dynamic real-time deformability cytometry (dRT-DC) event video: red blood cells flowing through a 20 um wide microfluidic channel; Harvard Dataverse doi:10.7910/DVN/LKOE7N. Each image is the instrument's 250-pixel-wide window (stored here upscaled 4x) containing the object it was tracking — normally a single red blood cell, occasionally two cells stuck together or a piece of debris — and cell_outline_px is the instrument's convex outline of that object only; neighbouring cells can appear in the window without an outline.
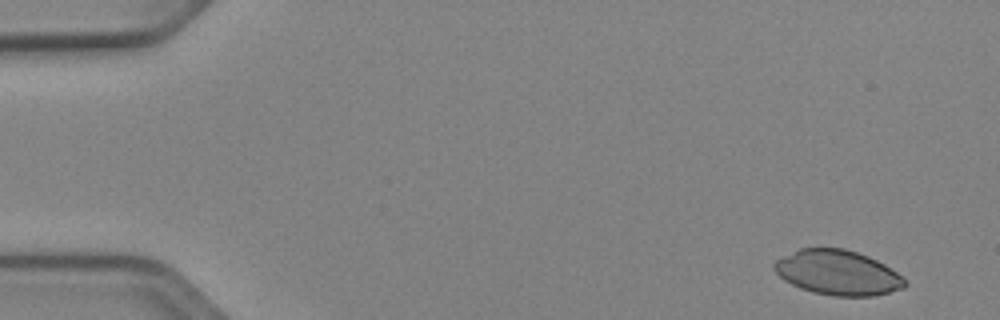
{"species": "Egyptian fruit bat (a non-hibernating species)", "species_latin": "Rousettus aegyptiacus", "temperature_condition": "cold", "stored_images_in_passage": 52, "camera_frame_rate_fps": 3000, "um_per_image_px": 0.085, "animal": {"sex": "female"}, "frame": {"image": 1, "passage_image": 3, "time_ms": 0.667, "image_size_px": [1000, 320], "cell_outline_px": [[908, 284], [904, 288], [872, 296], [832, 296], [812, 292], [800, 288], [784, 280], [772, 268], [772, 264], [776, 260], [800, 248], [844, 248], [868, 256], [884, 264], [896, 272]], "centroid_in_image_um": [71.18, 23.18], "position_along_channel_um": 13.8, "area_um2": 33.99}}
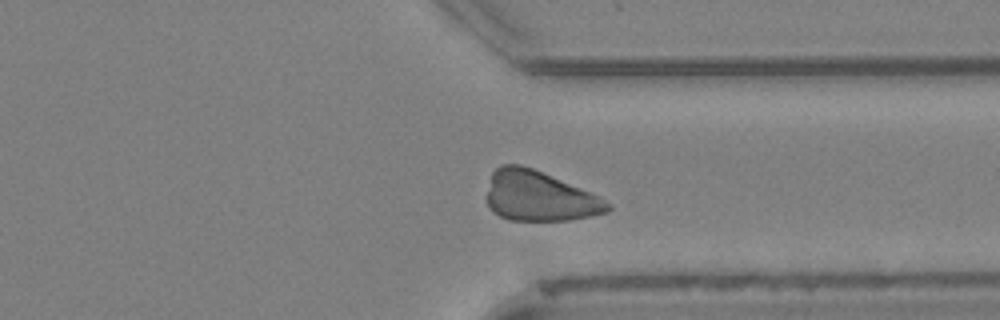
{"frame": {"image": 2, "passage_image": 40, "time_ms": 13.0, "image_size_px": [1000, 320], "cell_outline_px": [[612, 208], [608, 212], [592, 216], [568, 220], [512, 220], [500, 216], [492, 212], [484, 196], [492, 172], [500, 164], [520, 164], [532, 168], [600, 196]], "centroid_in_image_um": [45.79, 16.67], "position_along_channel_um": 365.6, "area_um2": 35.32}}
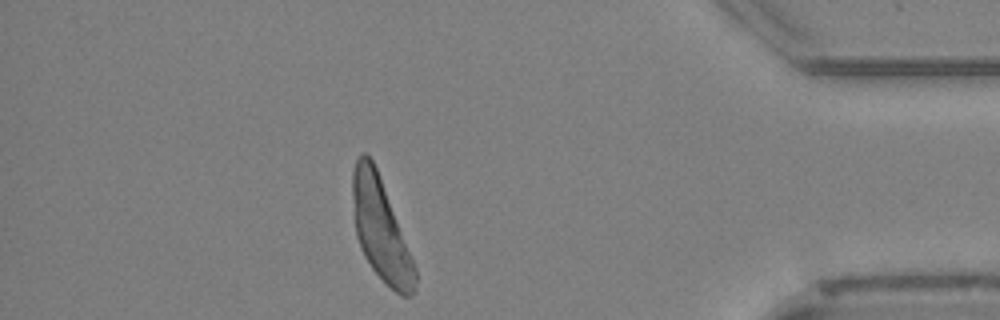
{"frame": {"image": 3, "passage_image": 46, "time_ms": 15.0, "image_size_px": [1000, 320], "cell_outline_px": [[416, 292], [412, 296], [400, 296], [372, 268], [364, 256], [360, 248], [356, 236], [352, 196], [352, 172], [356, 160], [364, 152], [372, 160], [376, 168], [416, 268]], "centroid_in_image_um": [32.35, 19.53], "position_along_channel_um": 402.9, "area_um2": 36.3}}